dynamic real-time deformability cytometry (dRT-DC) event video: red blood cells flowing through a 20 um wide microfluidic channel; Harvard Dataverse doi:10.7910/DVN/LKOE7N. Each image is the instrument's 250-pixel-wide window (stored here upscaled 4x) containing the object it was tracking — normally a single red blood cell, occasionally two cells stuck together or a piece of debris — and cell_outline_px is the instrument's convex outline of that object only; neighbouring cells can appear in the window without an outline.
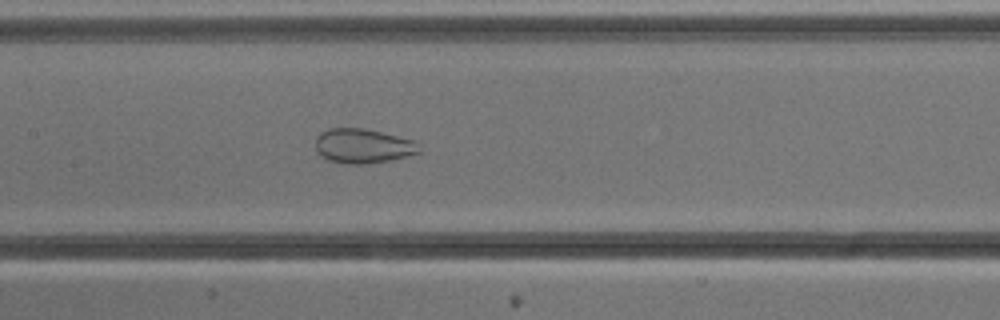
{"species": "common noctule bat (a hibernating species)", "species_latin": "Nyctalus noctula", "temperature_condition": "cold", "stored_images_in_passage": 38, "camera_frame_rate_fps": 3000, "um_per_image_px": 0.085, "animal": {"sex": "male", "body_mass_g": 13.3}, "frame": {"image": 1, "passage_image": 17, "time_ms": 5.333, "image_size_px": [1000, 320], "cell_outline_px": [[420, 152], [388, 160], [364, 164], [344, 164], [328, 160], [320, 156], [316, 152], [316, 136], [320, 132], [328, 128], [364, 128], [412, 140]], "centroid_in_image_um": [30.73, 12.41], "position_along_channel_um": 176.7, "area_um2": 20.58}, "authors_computed_cell_mechanics": {"area_um2": 28.3509, "velocity_mm_per_s": 3.8239, "shape_relaxation_time_tau1_ms": null, "shape_relaxation_time_tau2_ms": 1.0753, "deformation_change_tau1": null, "deformation_change_tau2": 0.0646}}